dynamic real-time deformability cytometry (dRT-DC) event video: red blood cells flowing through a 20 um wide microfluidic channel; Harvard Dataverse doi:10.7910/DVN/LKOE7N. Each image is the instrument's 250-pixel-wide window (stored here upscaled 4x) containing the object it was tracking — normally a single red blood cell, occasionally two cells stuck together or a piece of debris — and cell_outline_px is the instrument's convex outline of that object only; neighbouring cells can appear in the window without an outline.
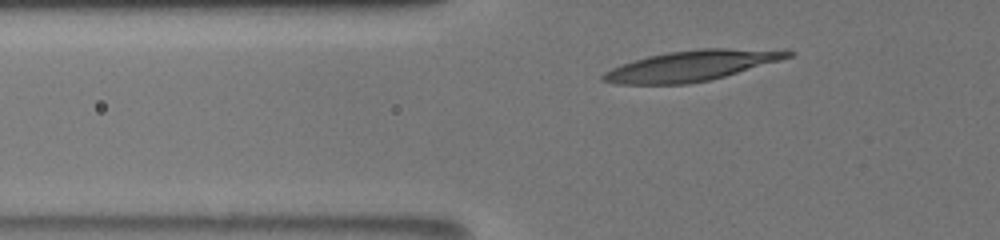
{"species": "human", "species_latin": "Homo sapiens", "temperature_condition": "room temperature", "stored_images_in_passage": 29, "camera_frame_rate_fps": 3000, "um_per_image_px": 0.085, "donor": {"sex": "male"}, "frame": {"image": 1, "passage_image": 2, "time_ms": 0.333, "image_size_px": [1000, 240], "cell_outline_px": [[796, 52], [792, 56], [780, 60], [724, 76], [708, 80], [688, 84], [616, 84], [600, 80], [600, 76], [604, 72], [612, 68], [648, 56], [668, 52], [700, 48], [728, 48]], "centroid_in_image_um": [58.7, 5.6], "position_along_channel_um": 67.1, "area_um2": 32.19}}
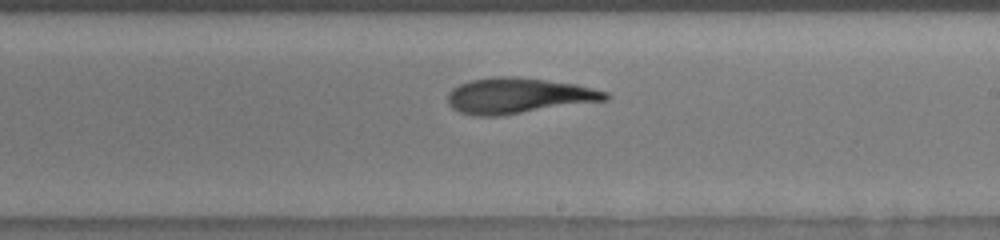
{"frame": {"image": 2, "passage_image": 15, "time_ms": 4.667, "image_size_px": [1000, 240], "cell_outline_px": [[612, 96], [608, 100], [500, 116], [476, 116], [460, 112], [452, 108], [448, 104], [448, 92], [452, 88], [460, 84], [472, 80], [492, 76], [516, 76], [576, 84], [608, 92]], "centroid_in_image_um": [44.07, 8.13], "position_along_channel_um": 244.9, "area_um2": 32.95}}
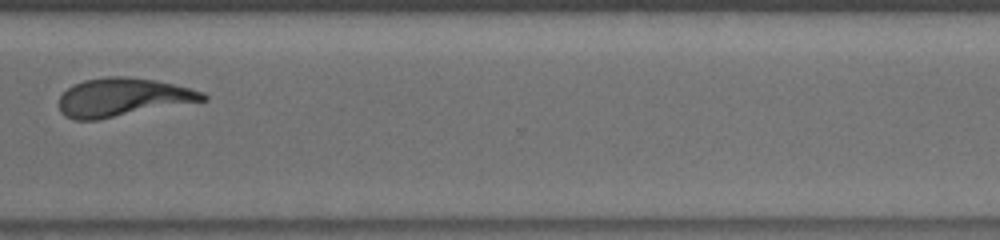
{"frame": {"image": 3, "passage_image": 22, "time_ms": 7.0, "image_size_px": [1000, 240], "cell_outline_px": [[208, 100], [96, 120], [76, 120], [64, 116], [60, 112], [60, 96], [68, 88], [84, 80], [104, 76], [128, 76], [152, 80], [172, 84], [204, 92], [208, 96]], "centroid_in_image_um": [10.43, 8.27], "position_along_channel_um": 360.2, "area_um2": 31.96}, "authors_computed_cell_mechanics": {"area_um2": 32.3102, "velocity_mm_per_s": 3.8607, "shape_relaxation_time_tau1_ms": 3.7107, "shape_relaxation_time_tau2_ms": 2.6035, "deformation_change_tau1": 0.1942, "deformation_change_tau2": 0.104}}